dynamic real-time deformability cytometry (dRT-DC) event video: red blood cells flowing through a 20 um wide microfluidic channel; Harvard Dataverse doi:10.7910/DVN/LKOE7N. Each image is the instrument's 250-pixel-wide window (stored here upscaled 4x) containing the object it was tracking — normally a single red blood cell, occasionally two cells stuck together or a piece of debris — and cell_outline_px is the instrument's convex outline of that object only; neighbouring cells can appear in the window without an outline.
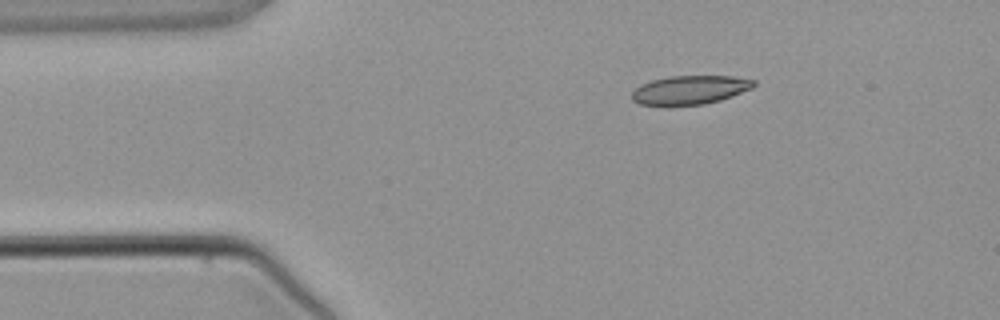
{"species": "common noctule bat (a hibernating species)", "species_latin": "Nyctalus noctula", "temperature_condition": "warm", "stored_images_in_passage": 4, "segment_of_instrument_passage": [2, 2], "camera_frame_rate_fps": 3000, "um_per_image_px": 0.085, "animal": {"sex": "male", "body_mass_g": 21.5, "forearm_length_mm": 52.0}, "frame": {"image": 1, "passage_image": 4, "time_ms": 4.667, "image_size_px": [1000, 320], "cell_outline_px": [[756, 84], [752, 88], [732, 96], [720, 100], [704, 104], [668, 108], [664, 108], [640, 104], [632, 100], [632, 92], [640, 84], [652, 80], [668, 76], [732, 76], [756, 80]], "centroid_in_image_um": [58.59, 7.68], "position_along_channel_um": 26.4, "area_um2": 21.15}}